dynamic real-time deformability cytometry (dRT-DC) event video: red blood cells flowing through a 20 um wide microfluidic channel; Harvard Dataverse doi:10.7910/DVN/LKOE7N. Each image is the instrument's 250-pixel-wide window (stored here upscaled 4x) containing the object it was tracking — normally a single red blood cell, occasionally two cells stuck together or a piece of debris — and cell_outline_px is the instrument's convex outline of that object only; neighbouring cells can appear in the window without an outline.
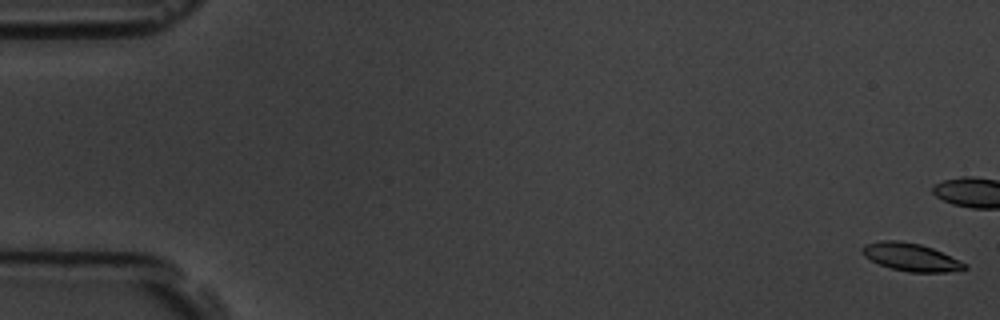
{"species": "common noctule bat (a hibernating species)", "species_latin": "Nyctalus noctula", "temperature_condition": "room temperature", "stored_images_in_passage": 60, "camera_frame_rate_fps": 3000, "um_per_image_px": 0.085, "animal": {"sex": "male", "body_mass_g": 19.5, "forearm_length_mm": 54.6}, "frame": {"image": 1, "passage_image": 1, "time_ms": 0.0, "image_size_px": [1000, 320], "cell_outline_px": [[968, 268], [948, 272], [908, 272], [892, 268], [880, 264], [864, 256], [860, 252], [860, 248], [864, 244], [880, 240], [900, 240], [920, 244], [932, 248], [960, 260], [968, 264]], "centroid_in_image_um": [77.41, 21.84], "position_along_channel_um": 7.6, "area_um2": 16.7}, "authors_computed_cell_mechanics": {"area_um2": 17.1088, "velocity_mm_per_s": 3.5178, "shape_relaxation_time_tau1_ms": 2.6302, "shape_relaxation_time_tau2_ms": null, "deformation_change_tau1": 0.1002, "deformation_change_tau2": null}}